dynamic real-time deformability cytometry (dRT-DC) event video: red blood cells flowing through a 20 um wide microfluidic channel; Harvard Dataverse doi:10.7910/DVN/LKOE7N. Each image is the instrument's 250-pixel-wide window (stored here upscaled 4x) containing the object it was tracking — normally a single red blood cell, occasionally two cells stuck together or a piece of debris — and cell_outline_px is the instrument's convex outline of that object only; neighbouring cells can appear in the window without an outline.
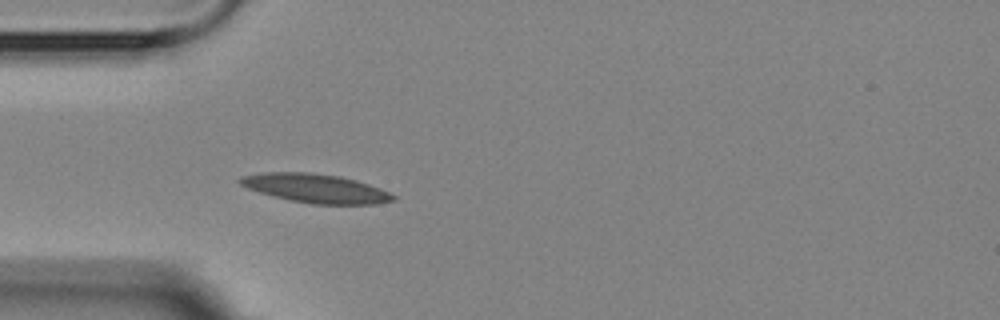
{"species": "Egyptian fruit bat (a non-hibernating species)", "species_latin": "Rousettus aegyptiacus", "temperature_condition": "room temperature", "stored_images_in_passage": 1, "camera_frame_rate_fps": 3000, "um_per_image_px": 0.085, "animal": {"sex": "female"}, "frame": {"image": 1, "passage_image": 1, "time_ms": 0.0, "image_size_px": [1000, 320], "cell_outline_px": [[396, 200], [376, 204], [312, 204], [272, 196], [248, 188], [240, 184], [236, 180], [240, 176], [260, 172], [312, 172], [340, 176], [356, 180], [380, 188], [396, 196]], "centroid_in_image_um": [26.81, 16.0], "position_along_channel_um": 58.2, "area_um2": 25.84}}